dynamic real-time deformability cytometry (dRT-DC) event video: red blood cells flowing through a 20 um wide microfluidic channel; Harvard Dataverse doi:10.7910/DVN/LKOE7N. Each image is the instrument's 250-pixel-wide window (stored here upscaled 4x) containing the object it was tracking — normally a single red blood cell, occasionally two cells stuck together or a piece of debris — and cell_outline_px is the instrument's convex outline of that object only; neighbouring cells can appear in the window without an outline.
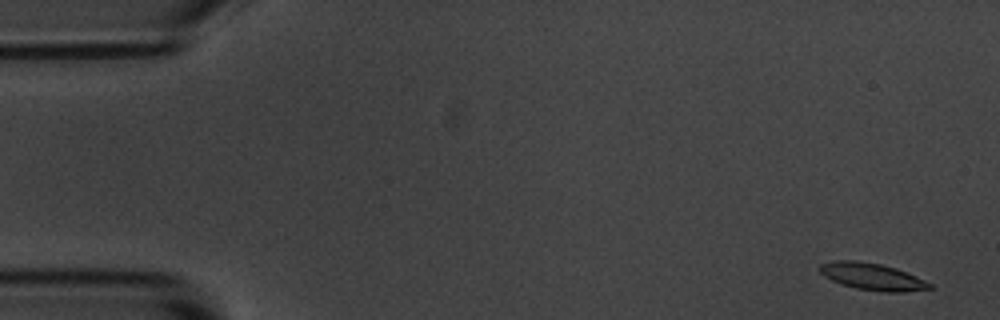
{"species": "common noctule bat (a hibernating species)", "species_latin": "Nyctalus noctula", "temperature_condition": "room temperature", "stored_images_in_passage": 4, "camera_frame_rate_fps": 3000, "um_per_image_px": 0.085, "animal": {"sex": "male", "body_mass_g": 20.1, "forearm_length_mm": 53.5}, "frame": {"image": 1, "passage_image": 1, "time_ms": 0.0, "image_size_px": [1000, 320], "cell_outline_px": [[932, 288], [904, 292], [884, 292], [856, 288], [840, 284], [824, 276], [820, 272], [820, 264], [836, 260], [856, 260], [880, 264], [896, 268], [916, 276], [932, 284]], "centroid_in_image_um": [74.13, 23.51], "position_along_channel_um": 10.9, "area_um2": 17.17}}
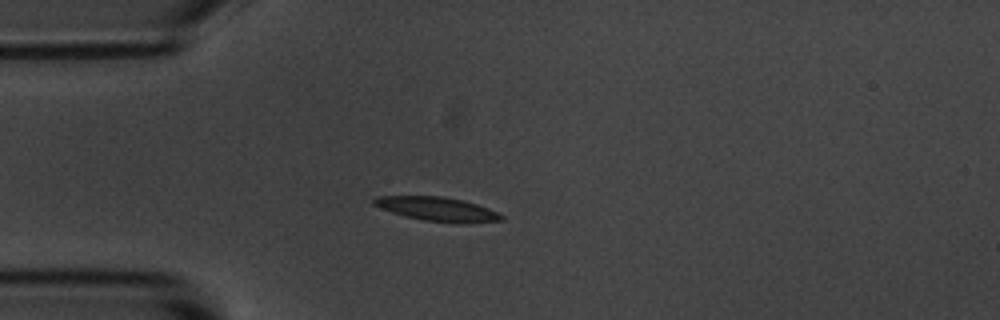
{"frame": {"image": 2, "passage_image": 4, "time_ms": 4.0, "image_size_px": [1000, 320], "cell_outline_px": [[504, 220], [468, 224], [456, 224], [424, 220], [404, 216], [380, 208], [372, 204], [372, 200], [376, 196], [444, 196], [476, 204], [488, 208], [504, 216]], "centroid_in_image_um": [37.18, 17.79], "position_along_channel_um": 47.8, "area_um2": 18.03}}